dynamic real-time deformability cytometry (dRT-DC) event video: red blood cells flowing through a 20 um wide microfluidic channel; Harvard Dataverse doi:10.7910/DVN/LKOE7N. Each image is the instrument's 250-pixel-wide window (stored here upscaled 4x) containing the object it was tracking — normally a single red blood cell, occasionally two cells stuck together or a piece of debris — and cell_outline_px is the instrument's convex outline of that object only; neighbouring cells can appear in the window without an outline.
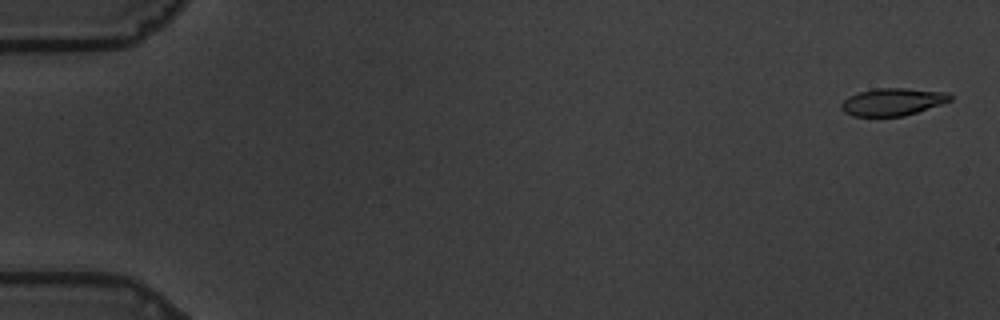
{"species": "common noctule bat (a hibernating species)", "species_latin": "Nyctalus noctula", "temperature_condition": "warm", "stored_images_in_passage": 58, "camera_frame_rate_fps": 3000, "um_per_image_px": 0.085, "animal": {"sex": "male", "body_mass_g": 19.5, "forearm_length_mm": 54.6}, "frame": {"image": 1, "passage_image": 2, "time_ms": 0.333, "image_size_px": [1000, 320], "cell_outline_px": [[952, 100], [944, 104], [904, 116], [852, 116], [844, 112], [840, 108], [840, 104], [848, 96], [860, 92], [876, 88], [904, 88], [948, 92], [952, 96]], "centroid_in_image_um": [75.9, 8.66], "position_along_channel_um": 9.1, "area_um2": 17.57}}
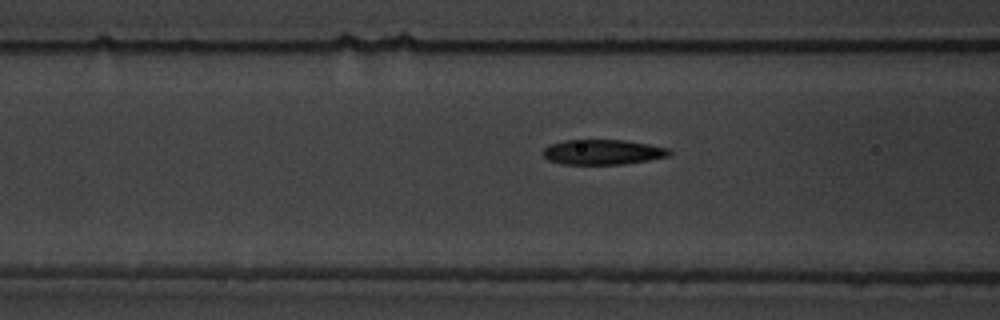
{"frame": {"image": 2, "passage_image": 24, "time_ms": 7.667, "image_size_px": [1000, 320], "cell_outline_px": [[672, 152], [668, 156], [648, 160], [624, 164], [560, 164], [548, 160], [540, 152], [548, 144], [564, 140], [624, 140], [648, 144], [668, 148]], "centroid_in_image_um": [51.17, 12.92], "position_along_channel_um": 115.4, "area_um2": 18.55}}
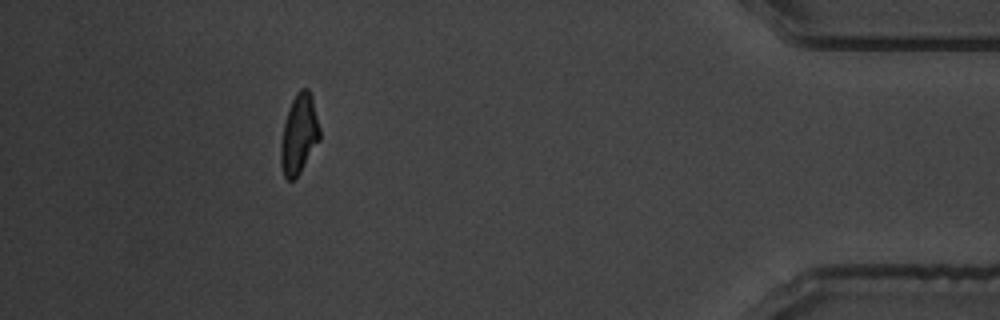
{"frame": {"image": 3, "passage_image": 53, "time_ms": 17.333, "image_size_px": [1000, 320], "cell_outline_px": [[320, 140], [300, 172], [292, 180], [288, 180], [284, 176], [280, 164], [280, 144], [284, 124], [292, 100], [296, 92], [300, 88], [308, 88], [312, 96], [320, 128]], "centroid_in_image_um": [25.42, 11.4], "position_along_channel_um": 409.8, "area_um2": 18.03}, "authors_computed_cell_mechanics": {"area_um2": 18.5827, "velocity_mm_per_s": 3.5576, "shape_relaxation_time_tau1_ms": 5.9109, "shape_relaxation_time_tau2_ms": 1.7381, "deformation_change_tau1": 0.2129, "deformation_change_tau2": 0.0942}}